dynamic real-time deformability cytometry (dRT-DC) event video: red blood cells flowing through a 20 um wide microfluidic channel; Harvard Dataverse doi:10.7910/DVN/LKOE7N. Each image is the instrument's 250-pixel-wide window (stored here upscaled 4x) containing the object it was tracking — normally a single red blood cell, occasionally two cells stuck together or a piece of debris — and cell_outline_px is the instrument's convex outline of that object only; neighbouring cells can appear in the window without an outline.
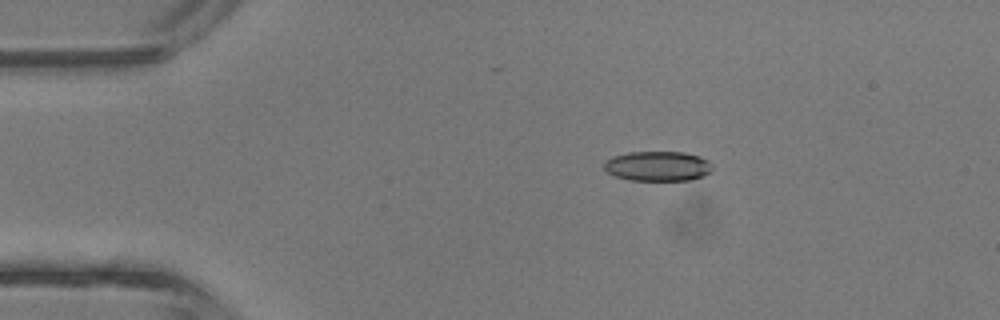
{"species": "common noctule bat (a hibernating species)", "species_latin": "Nyctalus noctula", "temperature_condition": "room temperature", "stored_images_in_passage": 43, "camera_frame_rate_fps": 3000, "um_per_image_px": 0.085, "animal": {"sex": "male", "body_mass_g": 13.3}, "frame": {"image": 1, "passage_image": 8, "time_ms": 2.333, "image_size_px": [1000, 320], "cell_outline_px": [[712, 172], [704, 176], [692, 180], [628, 180], [616, 176], [608, 172], [604, 168], [604, 160], [612, 156], [628, 152], [684, 152], [700, 156], [708, 160], [712, 168]], "centroid_in_image_um": [55.92, 14.12], "position_along_channel_um": 29.1, "area_um2": 19.02}}
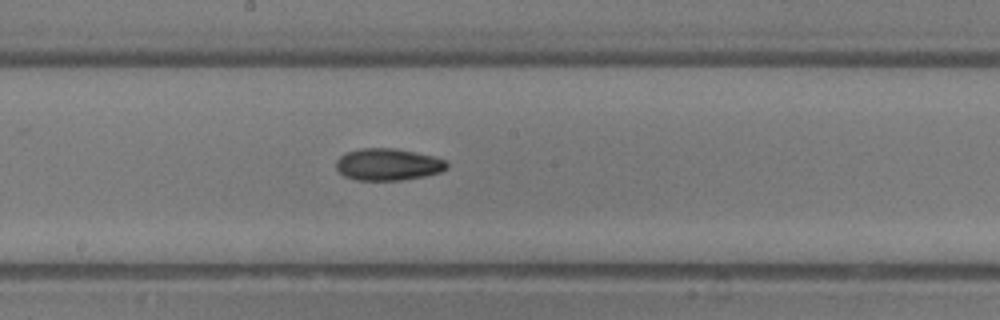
{"frame": {"image": 2, "passage_image": 23, "time_ms": 7.333, "image_size_px": [1000, 320], "cell_outline_px": [[448, 168], [440, 172], [424, 176], [400, 180], [356, 180], [344, 176], [336, 168], [336, 160], [344, 152], [360, 148], [396, 148], [416, 152], [448, 160]], "centroid_in_image_um": [32.97, 13.97], "position_along_channel_um": 215.2, "area_um2": 20.81}}
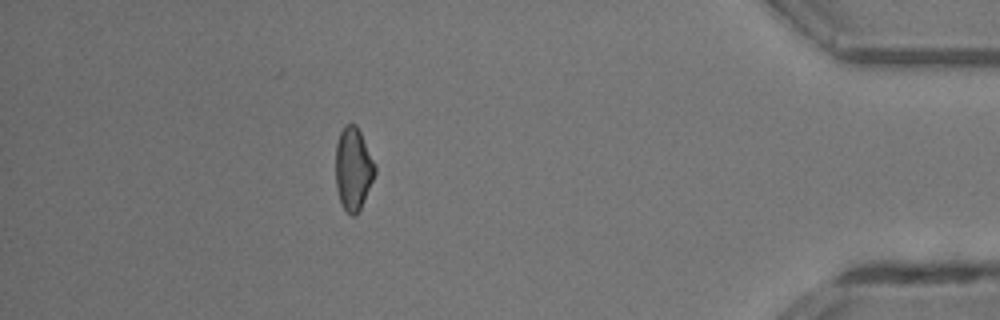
{"frame": {"image": 3, "passage_image": 38, "time_ms": 12.333, "image_size_px": [1000, 320], "cell_outline_px": [[376, 172], [364, 200], [356, 216], [352, 216], [340, 204], [336, 188], [336, 144], [340, 132], [344, 124], [356, 124], [376, 164]], "centroid_in_image_um": [30.02, 14.34], "position_along_channel_um": 405.2, "area_um2": 19.02}, "authors_computed_cell_mechanics": {"area_um2": 19.4208, "velocity_mm_per_s": 4.8298, "shape_relaxation_time_tau1_ms": 5.2701, "shape_relaxation_time_tau2_ms": 4.9543, "deformation_change_tau1": 0.1423, "deformation_change_tau2": 0.1338}}